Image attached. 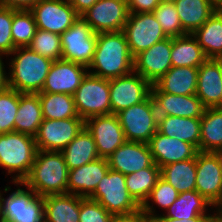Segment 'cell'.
I'll list each match as a JSON object with an SVG mask.
<instances>
[{
    "instance_id": "6da1fadb",
    "label": "cell",
    "mask_w": 222,
    "mask_h": 222,
    "mask_svg": "<svg viewBox=\"0 0 222 222\" xmlns=\"http://www.w3.org/2000/svg\"><path fill=\"white\" fill-rule=\"evenodd\" d=\"M90 74L112 79L134 71V58L123 31L97 34L95 53L88 70ZM95 69V71H94Z\"/></svg>"
},
{
    "instance_id": "f546056e",
    "label": "cell",
    "mask_w": 222,
    "mask_h": 222,
    "mask_svg": "<svg viewBox=\"0 0 222 222\" xmlns=\"http://www.w3.org/2000/svg\"><path fill=\"white\" fill-rule=\"evenodd\" d=\"M68 170L78 168L98 158L92 135L84 129L61 151Z\"/></svg>"
},
{
    "instance_id": "7bdbcfd3",
    "label": "cell",
    "mask_w": 222,
    "mask_h": 222,
    "mask_svg": "<svg viewBox=\"0 0 222 222\" xmlns=\"http://www.w3.org/2000/svg\"><path fill=\"white\" fill-rule=\"evenodd\" d=\"M13 9L0 6V55H10L15 49L11 34Z\"/></svg>"
},
{
    "instance_id": "5bb4252c",
    "label": "cell",
    "mask_w": 222,
    "mask_h": 222,
    "mask_svg": "<svg viewBox=\"0 0 222 222\" xmlns=\"http://www.w3.org/2000/svg\"><path fill=\"white\" fill-rule=\"evenodd\" d=\"M30 11L37 29L58 35L71 27L80 16L68 0H40Z\"/></svg>"
},
{
    "instance_id": "74e56055",
    "label": "cell",
    "mask_w": 222,
    "mask_h": 222,
    "mask_svg": "<svg viewBox=\"0 0 222 222\" xmlns=\"http://www.w3.org/2000/svg\"><path fill=\"white\" fill-rule=\"evenodd\" d=\"M179 192L163 178H159L147 201L141 206L143 213L149 218H155V210L148 200L167 210L178 198Z\"/></svg>"
},
{
    "instance_id": "ee69618b",
    "label": "cell",
    "mask_w": 222,
    "mask_h": 222,
    "mask_svg": "<svg viewBox=\"0 0 222 222\" xmlns=\"http://www.w3.org/2000/svg\"><path fill=\"white\" fill-rule=\"evenodd\" d=\"M129 13L153 12L159 5L158 0H127Z\"/></svg>"
},
{
    "instance_id": "484cf974",
    "label": "cell",
    "mask_w": 222,
    "mask_h": 222,
    "mask_svg": "<svg viewBox=\"0 0 222 222\" xmlns=\"http://www.w3.org/2000/svg\"><path fill=\"white\" fill-rule=\"evenodd\" d=\"M198 81V68L171 67L154 85L164 93L173 95H195Z\"/></svg>"
},
{
    "instance_id": "277c9868",
    "label": "cell",
    "mask_w": 222,
    "mask_h": 222,
    "mask_svg": "<svg viewBox=\"0 0 222 222\" xmlns=\"http://www.w3.org/2000/svg\"><path fill=\"white\" fill-rule=\"evenodd\" d=\"M34 136L9 132L0 134V167L8 174L18 172L12 183H22L27 177L37 154Z\"/></svg>"
},
{
    "instance_id": "7dc6e473",
    "label": "cell",
    "mask_w": 222,
    "mask_h": 222,
    "mask_svg": "<svg viewBox=\"0 0 222 222\" xmlns=\"http://www.w3.org/2000/svg\"><path fill=\"white\" fill-rule=\"evenodd\" d=\"M74 10L81 16L91 8L98 0H68Z\"/></svg>"
},
{
    "instance_id": "9f6ffc18",
    "label": "cell",
    "mask_w": 222,
    "mask_h": 222,
    "mask_svg": "<svg viewBox=\"0 0 222 222\" xmlns=\"http://www.w3.org/2000/svg\"><path fill=\"white\" fill-rule=\"evenodd\" d=\"M214 4L218 3L220 0H211Z\"/></svg>"
},
{
    "instance_id": "7c38bea8",
    "label": "cell",
    "mask_w": 222,
    "mask_h": 222,
    "mask_svg": "<svg viewBox=\"0 0 222 222\" xmlns=\"http://www.w3.org/2000/svg\"><path fill=\"white\" fill-rule=\"evenodd\" d=\"M84 127L82 118L44 119L34 136L37 149L61 152Z\"/></svg>"
},
{
    "instance_id": "44dd1931",
    "label": "cell",
    "mask_w": 222,
    "mask_h": 222,
    "mask_svg": "<svg viewBox=\"0 0 222 222\" xmlns=\"http://www.w3.org/2000/svg\"><path fill=\"white\" fill-rule=\"evenodd\" d=\"M155 164L163 166L192 159L198 150L190 143L161 134L157 131L148 142Z\"/></svg>"
},
{
    "instance_id": "6f0895ef",
    "label": "cell",
    "mask_w": 222,
    "mask_h": 222,
    "mask_svg": "<svg viewBox=\"0 0 222 222\" xmlns=\"http://www.w3.org/2000/svg\"><path fill=\"white\" fill-rule=\"evenodd\" d=\"M218 61L221 63L222 65V56L218 58Z\"/></svg>"
},
{
    "instance_id": "4fadbf2b",
    "label": "cell",
    "mask_w": 222,
    "mask_h": 222,
    "mask_svg": "<svg viewBox=\"0 0 222 222\" xmlns=\"http://www.w3.org/2000/svg\"><path fill=\"white\" fill-rule=\"evenodd\" d=\"M111 114L143 102L151 94V84L136 72L109 79Z\"/></svg>"
},
{
    "instance_id": "ac0fdd59",
    "label": "cell",
    "mask_w": 222,
    "mask_h": 222,
    "mask_svg": "<svg viewBox=\"0 0 222 222\" xmlns=\"http://www.w3.org/2000/svg\"><path fill=\"white\" fill-rule=\"evenodd\" d=\"M88 68L82 64L55 60L48 72L42 91L39 93H55L74 95L88 73Z\"/></svg>"
},
{
    "instance_id": "e575fe53",
    "label": "cell",
    "mask_w": 222,
    "mask_h": 222,
    "mask_svg": "<svg viewBox=\"0 0 222 222\" xmlns=\"http://www.w3.org/2000/svg\"><path fill=\"white\" fill-rule=\"evenodd\" d=\"M159 178L160 168L154 164L151 167L125 175V183L129 194L142 206L147 201Z\"/></svg>"
},
{
    "instance_id": "681fc988",
    "label": "cell",
    "mask_w": 222,
    "mask_h": 222,
    "mask_svg": "<svg viewBox=\"0 0 222 222\" xmlns=\"http://www.w3.org/2000/svg\"><path fill=\"white\" fill-rule=\"evenodd\" d=\"M211 214H207V215H202V216H197L195 218L192 219H182L181 222H213L215 220V218L218 216V209H217V213L213 215Z\"/></svg>"
},
{
    "instance_id": "b9f144b4",
    "label": "cell",
    "mask_w": 222,
    "mask_h": 222,
    "mask_svg": "<svg viewBox=\"0 0 222 222\" xmlns=\"http://www.w3.org/2000/svg\"><path fill=\"white\" fill-rule=\"evenodd\" d=\"M113 215L101 204L90 198L80 202L79 222H111Z\"/></svg>"
},
{
    "instance_id": "cb8c5ba5",
    "label": "cell",
    "mask_w": 222,
    "mask_h": 222,
    "mask_svg": "<svg viewBox=\"0 0 222 222\" xmlns=\"http://www.w3.org/2000/svg\"><path fill=\"white\" fill-rule=\"evenodd\" d=\"M158 131L171 138L192 144L200 151L201 118L158 117Z\"/></svg>"
},
{
    "instance_id": "836d02e7",
    "label": "cell",
    "mask_w": 222,
    "mask_h": 222,
    "mask_svg": "<svg viewBox=\"0 0 222 222\" xmlns=\"http://www.w3.org/2000/svg\"><path fill=\"white\" fill-rule=\"evenodd\" d=\"M213 205L201 196L196 190L179 193L175 202L166 210V215L157 214L155 217H168L177 220L192 219L206 215V207Z\"/></svg>"
},
{
    "instance_id": "4dcf8cb0",
    "label": "cell",
    "mask_w": 222,
    "mask_h": 222,
    "mask_svg": "<svg viewBox=\"0 0 222 222\" xmlns=\"http://www.w3.org/2000/svg\"><path fill=\"white\" fill-rule=\"evenodd\" d=\"M192 35L207 59H218L222 56V17L216 11Z\"/></svg>"
},
{
    "instance_id": "f35d334b",
    "label": "cell",
    "mask_w": 222,
    "mask_h": 222,
    "mask_svg": "<svg viewBox=\"0 0 222 222\" xmlns=\"http://www.w3.org/2000/svg\"><path fill=\"white\" fill-rule=\"evenodd\" d=\"M28 47L53 61L62 59L61 35L37 29Z\"/></svg>"
},
{
    "instance_id": "680465c9",
    "label": "cell",
    "mask_w": 222,
    "mask_h": 222,
    "mask_svg": "<svg viewBox=\"0 0 222 222\" xmlns=\"http://www.w3.org/2000/svg\"><path fill=\"white\" fill-rule=\"evenodd\" d=\"M220 109H222V96H221V102H220Z\"/></svg>"
},
{
    "instance_id": "f6af8a7d",
    "label": "cell",
    "mask_w": 222,
    "mask_h": 222,
    "mask_svg": "<svg viewBox=\"0 0 222 222\" xmlns=\"http://www.w3.org/2000/svg\"><path fill=\"white\" fill-rule=\"evenodd\" d=\"M111 222H153L151 218L143 213V210H139L121 215H113Z\"/></svg>"
},
{
    "instance_id": "7a4b0ae2",
    "label": "cell",
    "mask_w": 222,
    "mask_h": 222,
    "mask_svg": "<svg viewBox=\"0 0 222 222\" xmlns=\"http://www.w3.org/2000/svg\"><path fill=\"white\" fill-rule=\"evenodd\" d=\"M69 170L63 154L57 151L38 150L34 163L22 183L38 196L67 194Z\"/></svg>"
},
{
    "instance_id": "60d3db41",
    "label": "cell",
    "mask_w": 222,
    "mask_h": 222,
    "mask_svg": "<svg viewBox=\"0 0 222 222\" xmlns=\"http://www.w3.org/2000/svg\"><path fill=\"white\" fill-rule=\"evenodd\" d=\"M153 14L168 37H178L187 34L182 29L174 3H159Z\"/></svg>"
},
{
    "instance_id": "c3c4849f",
    "label": "cell",
    "mask_w": 222,
    "mask_h": 222,
    "mask_svg": "<svg viewBox=\"0 0 222 222\" xmlns=\"http://www.w3.org/2000/svg\"><path fill=\"white\" fill-rule=\"evenodd\" d=\"M1 57L2 55H0V92L8 88V76L5 74V68Z\"/></svg>"
},
{
    "instance_id": "4316f807",
    "label": "cell",
    "mask_w": 222,
    "mask_h": 222,
    "mask_svg": "<svg viewBox=\"0 0 222 222\" xmlns=\"http://www.w3.org/2000/svg\"><path fill=\"white\" fill-rule=\"evenodd\" d=\"M182 29L192 34L200 28L215 12L211 0H176L174 2Z\"/></svg>"
},
{
    "instance_id": "9c48e42d",
    "label": "cell",
    "mask_w": 222,
    "mask_h": 222,
    "mask_svg": "<svg viewBox=\"0 0 222 222\" xmlns=\"http://www.w3.org/2000/svg\"><path fill=\"white\" fill-rule=\"evenodd\" d=\"M20 187L4 199L0 193V222H44L43 197Z\"/></svg>"
},
{
    "instance_id": "ffe728a7",
    "label": "cell",
    "mask_w": 222,
    "mask_h": 222,
    "mask_svg": "<svg viewBox=\"0 0 222 222\" xmlns=\"http://www.w3.org/2000/svg\"><path fill=\"white\" fill-rule=\"evenodd\" d=\"M158 117L178 116L184 118H201L205 107L195 95H173L161 92L154 84L151 86Z\"/></svg>"
},
{
    "instance_id": "db71d44e",
    "label": "cell",
    "mask_w": 222,
    "mask_h": 222,
    "mask_svg": "<svg viewBox=\"0 0 222 222\" xmlns=\"http://www.w3.org/2000/svg\"><path fill=\"white\" fill-rule=\"evenodd\" d=\"M218 216L222 218V206L218 209Z\"/></svg>"
},
{
    "instance_id": "d6a6232c",
    "label": "cell",
    "mask_w": 222,
    "mask_h": 222,
    "mask_svg": "<svg viewBox=\"0 0 222 222\" xmlns=\"http://www.w3.org/2000/svg\"><path fill=\"white\" fill-rule=\"evenodd\" d=\"M201 152L222 151V109L205 108L201 117Z\"/></svg>"
},
{
    "instance_id": "11a10c76",
    "label": "cell",
    "mask_w": 222,
    "mask_h": 222,
    "mask_svg": "<svg viewBox=\"0 0 222 222\" xmlns=\"http://www.w3.org/2000/svg\"><path fill=\"white\" fill-rule=\"evenodd\" d=\"M213 222H222V218H220L219 216H217Z\"/></svg>"
},
{
    "instance_id": "bcb514c9",
    "label": "cell",
    "mask_w": 222,
    "mask_h": 222,
    "mask_svg": "<svg viewBox=\"0 0 222 222\" xmlns=\"http://www.w3.org/2000/svg\"><path fill=\"white\" fill-rule=\"evenodd\" d=\"M40 0H0V6L30 11Z\"/></svg>"
},
{
    "instance_id": "ba28073f",
    "label": "cell",
    "mask_w": 222,
    "mask_h": 222,
    "mask_svg": "<svg viewBox=\"0 0 222 222\" xmlns=\"http://www.w3.org/2000/svg\"><path fill=\"white\" fill-rule=\"evenodd\" d=\"M97 43V34L81 17L61 34L62 59L82 64H91Z\"/></svg>"
},
{
    "instance_id": "9a60e30c",
    "label": "cell",
    "mask_w": 222,
    "mask_h": 222,
    "mask_svg": "<svg viewBox=\"0 0 222 222\" xmlns=\"http://www.w3.org/2000/svg\"><path fill=\"white\" fill-rule=\"evenodd\" d=\"M129 15L127 1L98 0L81 17L98 33L122 31Z\"/></svg>"
},
{
    "instance_id": "83f0119b",
    "label": "cell",
    "mask_w": 222,
    "mask_h": 222,
    "mask_svg": "<svg viewBox=\"0 0 222 222\" xmlns=\"http://www.w3.org/2000/svg\"><path fill=\"white\" fill-rule=\"evenodd\" d=\"M43 120L38 94L19 93V108L15 117V132L35 136Z\"/></svg>"
},
{
    "instance_id": "5b68a950",
    "label": "cell",
    "mask_w": 222,
    "mask_h": 222,
    "mask_svg": "<svg viewBox=\"0 0 222 222\" xmlns=\"http://www.w3.org/2000/svg\"><path fill=\"white\" fill-rule=\"evenodd\" d=\"M116 115L127 141L148 143L158 131V114L151 94Z\"/></svg>"
},
{
    "instance_id": "1f68e13d",
    "label": "cell",
    "mask_w": 222,
    "mask_h": 222,
    "mask_svg": "<svg viewBox=\"0 0 222 222\" xmlns=\"http://www.w3.org/2000/svg\"><path fill=\"white\" fill-rule=\"evenodd\" d=\"M160 177L179 193L196 189V156L160 168Z\"/></svg>"
},
{
    "instance_id": "7402d4cb",
    "label": "cell",
    "mask_w": 222,
    "mask_h": 222,
    "mask_svg": "<svg viewBox=\"0 0 222 222\" xmlns=\"http://www.w3.org/2000/svg\"><path fill=\"white\" fill-rule=\"evenodd\" d=\"M109 169L107 158L100 157L90 163L69 170L67 194L88 198Z\"/></svg>"
},
{
    "instance_id": "816d5d0a",
    "label": "cell",
    "mask_w": 222,
    "mask_h": 222,
    "mask_svg": "<svg viewBox=\"0 0 222 222\" xmlns=\"http://www.w3.org/2000/svg\"><path fill=\"white\" fill-rule=\"evenodd\" d=\"M215 11L222 17V0L215 4Z\"/></svg>"
},
{
    "instance_id": "f1b7e54d",
    "label": "cell",
    "mask_w": 222,
    "mask_h": 222,
    "mask_svg": "<svg viewBox=\"0 0 222 222\" xmlns=\"http://www.w3.org/2000/svg\"><path fill=\"white\" fill-rule=\"evenodd\" d=\"M206 60L207 57L192 34L172 37V67L199 68Z\"/></svg>"
},
{
    "instance_id": "d4e9b609",
    "label": "cell",
    "mask_w": 222,
    "mask_h": 222,
    "mask_svg": "<svg viewBox=\"0 0 222 222\" xmlns=\"http://www.w3.org/2000/svg\"><path fill=\"white\" fill-rule=\"evenodd\" d=\"M83 198L73 194L43 196L44 222H79Z\"/></svg>"
},
{
    "instance_id": "2e32d148",
    "label": "cell",
    "mask_w": 222,
    "mask_h": 222,
    "mask_svg": "<svg viewBox=\"0 0 222 222\" xmlns=\"http://www.w3.org/2000/svg\"><path fill=\"white\" fill-rule=\"evenodd\" d=\"M85 128L94 138L101 158H108L127 141L116 114L90 117L85 120Z\"/></svg>"
},
{
    "instance_id": "f907efd6",
    "label": "cell",
    "mask_w": 222,
    "mask_h": 222,
    "mask_svg": "<svg viewBox=\"0 0 222 222\" xmlns=\"http://www.w3.org/2000/svg\"><path fill=\"white\" fill-rule=\"evenodd\" d=\"M153 222H181V220L168 218V217H155L152 219Z\"/></svg>"
},
{
    "instance_id": "8992f818",
    "label": "cell",
    "mask_w": 222,
    "mask_h": 222,
    "mask_svg": "<svg viewBox=\"0 0 222 222\" xmlns=\"http://www.w3.org/2000/svg\"><path fill=\"white\" fill-rule=\"evenodd\" d=\"M88 198L97 201L112 215L129 214L141 208L128 192L125 175L112 169Z\"/></svg>"
},
{
    "instance_id": "f5cc1de1",
    "label": "cell",
    "mask_w": 222,
    "mask_h": 222,
    "mask_svg": "<svg viewBox=\"0 0 222 222\" xmlns=\"http://www.w3.org/2000/svg\"><path fill=\"white\" fill-rule=\"evenodd\" d=\"M159 3H174L176 0H158Z\"/></svg>"
},
{
    "instance_id": "52a82bcc",
    "label": "cell",
    "mask_w": 222,
    "mask_h": 222,
    "mask_svg": "<svg viewBox=\"0 0 222 222\" xmlns=\"http://www.w3.org/2000/svg\"><path fill=\"white\" fill-rule=\"evenodd\" d=\"M73 96L77 114L84 121L111 114L109 79L88 72Z\"/></svg>"
},
{
    "instance_id": "8fae6325",
    "label": "cell",
    "mask_w": 222,
    "mask_h": 222,
    "mask_svg": "<svg viewBox=\"0 0 222 222\" xmlns=\"http://www.w3.org/2000/svg\"><path fill=\"white\" fill-rule=\"evenodd\" d=\"M195 182V190L219 209L222 206L221 152H197Z\"/></svg>"
},
{
    "instance_id": "30bf717a",
    "label": "cell",
    "mask_w": 222,
    "mask_h": 222,
    "mask_svg": "<svg viewBox=\"0 0 222 222\" xmlns=\"http://www.w3.org/2000/svg\"><path fill=\"white\" fill-rule=\"evenodd\" d=\"M122 31L133 58L155 43L168 38L153 12L129 13Z\"/></svg>"
},
{
    "instance_id": "e0dca14e",
    "label": "cell",
    "mask_w": 222,
    "mask_h": 222,
    "mask_svg": "<svg viewBox=\"0 0 222 222\" xmlns=\"http://www.w3.org/2000/svg\"><path fill=\"white\" fill-rule=\"evenodd\" d=\"M171 48L172 37H168L140 52L134 57V72L153 85L172 67Z\"/></svg>"
},
{
    "instance_id": "3957f363",
    "label": "cell",
    "mask_w": 222,
    "mask_h": 222,
    "mask_svg": "<svg viewBox=\"0 0 222 222\" xmlns=\"http://www.w3.org/2000/svg\"><path fill=\"white\" fill-rule=\"evenodd\" d=\"M8 87L19 93L37 94L42 91L46 77L54 62L27 47H16L10 55ZM16 54V55H15Z\"/></svg>"
},
{
    "instance_id": "d590c367",
    "label": "cell",
    "mask_w": 222,
    "mask_h": 222,
    "mask_svg": "<svg viewBox=\"0 0 222 222\" xmlns=\"http://www.w3.org/2000/svg\"><path fill=\"white\" fill-rule=\"evenodd\" d=\"M41 103L43 119L62 120L80 118L74 96L70 94L37 93Z\"/></svg>"
},
{
    "instance_id": "d6986e66",
    "label": "cell",
    "mask_w": 222,
    "mask_h": 222,
    "mask_svg": "<svg viewBox=\"0 0 222 222\" xmlns=\"http://www.w3.org/2000/svg\"><path fill=\"white\" fill-rule=\"evenodd\" d=\"M109 168L128 175L155 164L148 143L126 141L108 158Z\"/></svg>"
},
{
    "instance_id": "ab89813d",
    "label": "cell",
    "mask_w": 222,
    "mask_h": 222,
    "mask_svg": "<svg viewBox=\"0 0 222 222\" xmlns=\"http://www.w3.org/2000/svg\"><path fill=\"white\" fill-rule=\"evenodd\" d=\"M18 108L19 92L9 87L0 92V134L15 131Z\"/></svg>"
},
{
    "instance_id": "603a6c76",
    "label": "cell",
    "mask_w": 222,
    "mask_h": 222,
    "mask_svg": "<svg viewBox=\"0 0 222 222\" xmlns=\"http://www.w3.org/2000/svg\"><path fill=\"white\" fill-rule=\"evenodd\" d=\"M196 96L205 108H220L222 65L218 59H207L198 68Z\"/></svg>"
},
{
    "instance_id": "8d00e7d4",
    "label": "cell",
    "mask_w": 222,
    "mask_h": 222,
    "mask_svg": "<svg viewBox=\"0 0 222 222\" xmlns=\"http://www.w3.org/2000/svg\"><path fill=\"white\" fill-rule=\"evenodd\" d=\"M37 25L31 11L14 10L11 34L14 47H27L35 36Z\"/></svg>"
},
{
    "instance_id": "91938a15",
    "label": "cell",
    "mask_w": 222,
    "mask_h": 222,
    "mask_svg": "<svg viewBox=\"0 0 222 222\" xmlns=\"http://www.w3.org/2000/svg\"><path fill=\"white\" fill-rule=\"evenodd\" d=\"M221 171H222V151H221Z\"/></svg>"
}]
</instances>
